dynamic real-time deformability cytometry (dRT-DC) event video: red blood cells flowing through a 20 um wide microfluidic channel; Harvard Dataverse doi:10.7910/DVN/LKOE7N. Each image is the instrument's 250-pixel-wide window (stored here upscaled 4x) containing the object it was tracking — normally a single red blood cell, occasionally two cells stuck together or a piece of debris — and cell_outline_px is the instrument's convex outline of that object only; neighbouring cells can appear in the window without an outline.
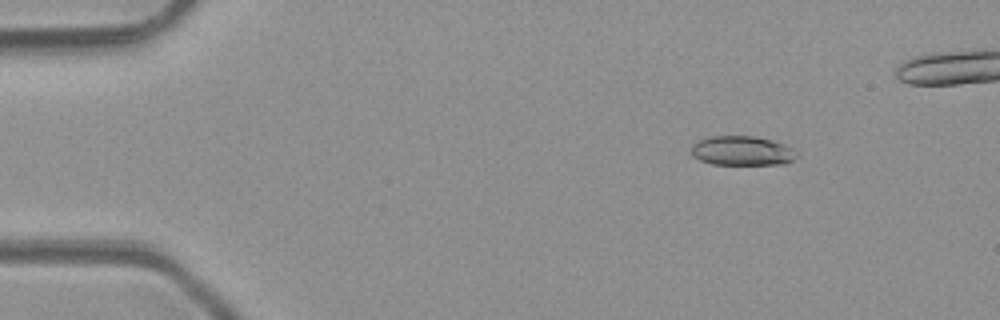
{"species": "common noctule bat (a hibernating species)", "species_latin": "Nyctalus noctula", "temperature_condition": "room temperature", "stored_images_in_passage": 6, "camera_frame_rate_fps": 3000, "um_per_image_px": 0.085, "animal": {"sex": "male", "body_mass_g": 23.1, "forearm_length_mm": 52.7}, "frame": {"image": 1, "passage_image": 2, "time_ms": 1.333, "image_size_px": [1000, 320], "cell_outline_px": [[800, 156], [784, 164], [712, 164], [700, 160], [692, 156], [688, 148], [696, 140], [708, 136], [756, 136], [772, 140], [784, 144], [800, 152]], "centroid_in_image_um": [63.06, 12.81], "position_along_channel_um": 21.9, "area_um2": 18.55}}
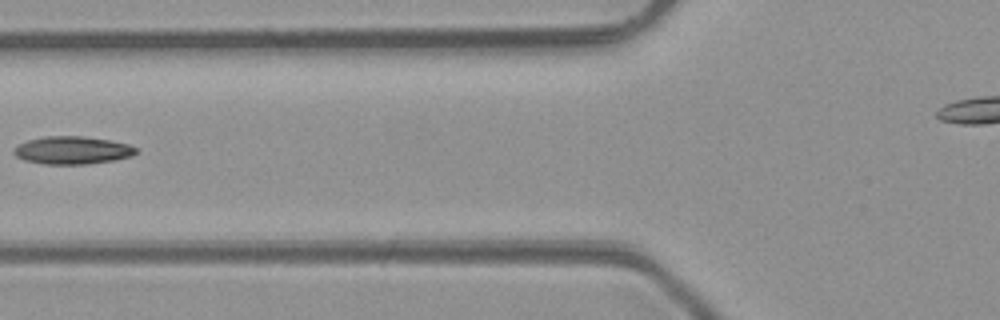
{"frame": {"image": 2, "passage_image": 6, "time_ms": 5.667, "image_size_px": [1000, 320], "cell_outline_px": [[136, 152], [132, 156], [116, 160], [88, 164], [44, 164], [24, 160], [16, 156], [12, 152], [12, 148], [28, 140], [44, 136], [84, 136], [108, 140], [128, 144], [136, 148]], "centroid_in_image_um": [6.13, 12.77], "position_along_channel_um": 119.7, "area_um2": 19.83}}